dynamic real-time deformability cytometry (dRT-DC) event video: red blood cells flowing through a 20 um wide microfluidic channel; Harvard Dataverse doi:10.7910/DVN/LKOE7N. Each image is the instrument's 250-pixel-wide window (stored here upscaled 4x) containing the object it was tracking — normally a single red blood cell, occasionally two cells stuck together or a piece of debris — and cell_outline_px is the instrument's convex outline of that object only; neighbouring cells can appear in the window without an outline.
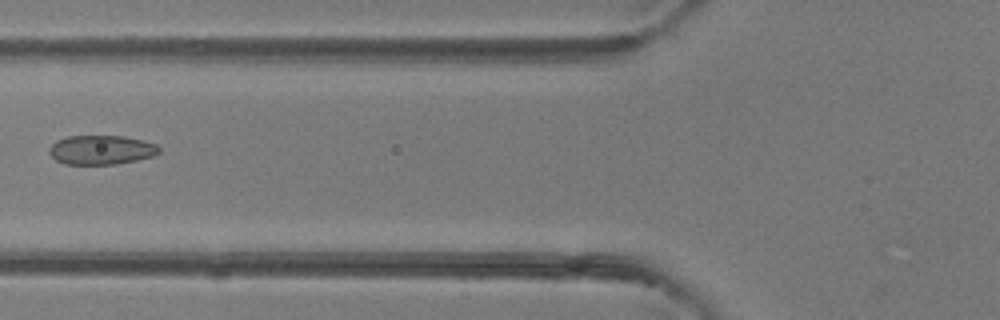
{"species": "common noctule bat (a hibernating species)", "species_latin": "Nyctalus noctula", "temperature_condition": "room temperature", "stored_images_in_passage": 5, "camera_frame_rate_fps": 3000, "um_per_image_px": 0.085, "animal": {"sex": "female"}, "frame": {"image": 1, "passage_image": 5, "time_ms": 4.667, "image_size_px": [1000, 320], "cell_outline_px": [[160, 152], [152, 156], [136, 160], [116, 164], [64, 164], [56, 160], [48, 152], [48, 148], [56, 140], [68, 136], [124, 136], [144, 140], [156, 144], [160, 148]], "centroid_in_image_um": [8.6, 12.73], "position_along_channel_um": 117.2, "area_um2": 18.79}}